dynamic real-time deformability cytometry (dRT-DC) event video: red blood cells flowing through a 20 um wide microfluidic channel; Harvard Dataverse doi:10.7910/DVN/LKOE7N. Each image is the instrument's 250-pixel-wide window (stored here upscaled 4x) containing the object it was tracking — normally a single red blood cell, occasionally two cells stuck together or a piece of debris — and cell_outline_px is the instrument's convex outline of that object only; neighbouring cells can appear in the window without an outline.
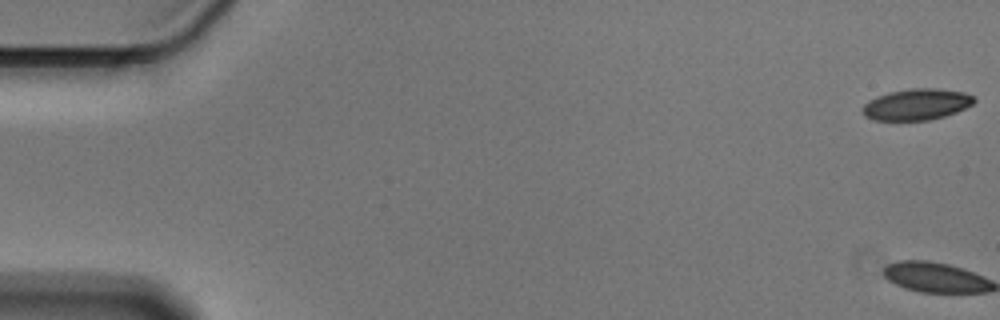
{"species": "Egyptian fruit bat (a non-hibernating species)", "species_latin": "Rousettus aegyptiacus", "temperature_condition": "cold", "stored_images_in_passage": 58, "camera_frame_rate_fps": 3000, "um_per_image_px": 0.085, "animal": {"sex": "male"}, "frame": {"image": 1, "passage_image": 1, "time_ms": 0.0, "image_size_px": [1000, 320], "cell_outline_px": [[976, 100], [972, 104], [956, 112], [944, 116], [928, 120], [872, 120], [864, 116], [864, 104], [868, 100], [876, 96], [888, 92], [912, 88], [936, 88], [964, 92], [972, 96]], "centroid_in_image_um": [77.89, 8.87], "position_along_channel_um": 7.1, "area_um2": 20.23}}
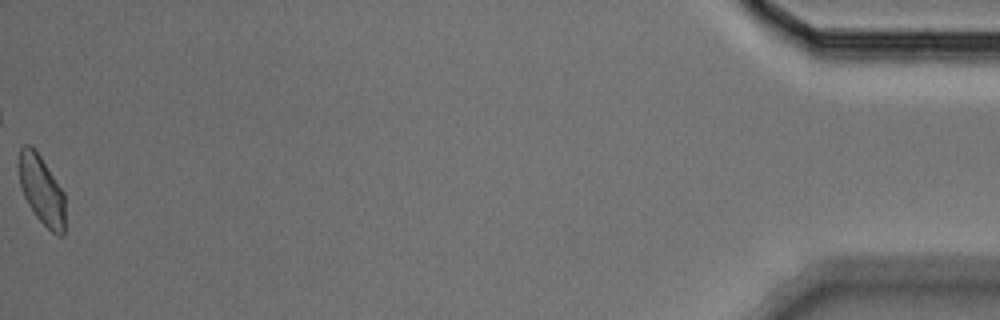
{"frame": {"image": 2, "passage_image": 58, "time_ms": 19.0, "image_size_px": [1000, 320], "cell_outline_px": [[64, 236], [56, 236], [36, 216], [28, 204], [20, 188], [20, 148], [24, 144], [32, 144], [64, 192]], "centroid_in_image_um": [3.55, 16.17], "position_along_channel_um": 431.7, "area_um2": 18.38}, "authors_computed_cell_mechanics": {"area_um2": 20.4323, "velocity_mm_per_s": 3.5708, "shape_relaxation_time_tau1_ms": 4.6213, "shape_relaxation_time_tau2_ms": 2.8437, "deformation_change_tau1": 0.1007, "deformation_change_tau2": 0.0696}}